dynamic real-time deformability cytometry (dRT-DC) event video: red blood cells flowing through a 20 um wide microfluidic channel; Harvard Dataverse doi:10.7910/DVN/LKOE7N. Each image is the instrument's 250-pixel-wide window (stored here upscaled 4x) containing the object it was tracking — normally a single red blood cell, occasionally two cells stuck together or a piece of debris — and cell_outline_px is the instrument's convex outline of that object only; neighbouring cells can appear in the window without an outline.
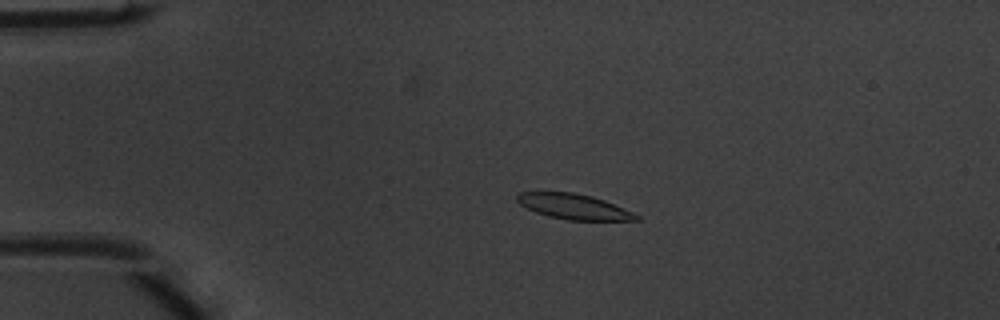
{"species": "common noctule bat (a hibernating species)", "species_latin": "Nyctalus noctula", "temperature_condition": "warm", "stored_images_in_passage": 51, "camera_frame_rate_fps": 3000, "um_per_image_px": 0.085, "animal": {"sex": "male", "body_mass_g": 20.1, "forearm_length_mm": 53.5}, "frame": {"image": 1, "passage_image": 11, "time_ms": 3.333, "image_size_px": [1000, 320], "cell_outline_px": [[640, 220], [568, 220], [548, 216], [536, 212], [520, 204], [516, 200], [516, 196], [520, 192], [572, 192], [592, 196], [604, 200], [632, 212], [640, 216]], "centroid_in_image_um": [48.77, 17.56], "position_along_channel_um": 36.2, "area_um2": 17.4}}
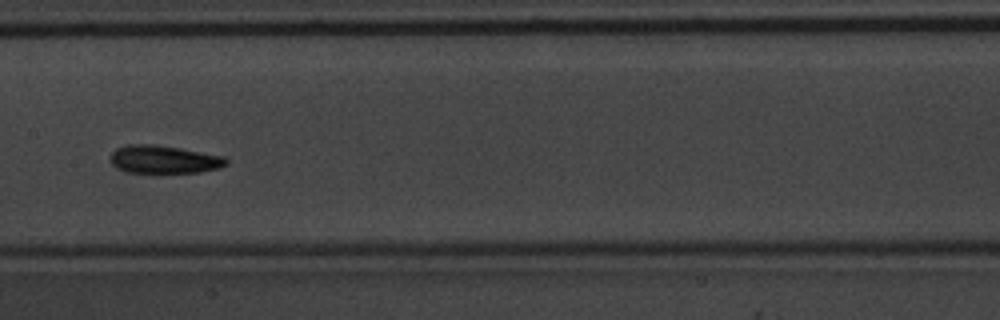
{"frame": {"image": 2, "passage_image": 26, "time_ms": 8.333, "image_size_px": [1000, 320], "cell_outline_px": [[228, 164], [220, 168], [200, 172], [152, 176], [128, 172], [116, 168], [112, 164], [108, 156], [116, 148], [128, 144], [156, 144], [180, 148], [224, 156], [228, 160]], "centroid_in_image_um": [13.9, 13.6], "position_along_channel_um": 193.5, "area_um2": 20.06}}
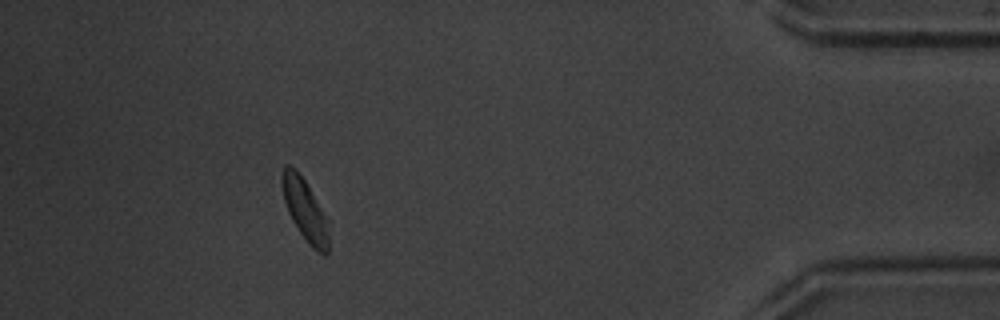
{"frame": {"image": 3, "passage_image": 46, "time_ms": 15.0, "image_size_px": [1000, 320], "cell_outline_px": [[328, 252], [324, 256], [312, 248], [308, 244], [292, 220], [288, 212], [284, 200], [280, 184], [280, 176], [284, 164], [288, 164], [296, 168], [304, 180], [328, 220]], "centroid_in_image_um": [25.89, 17.81], "position_along_channel_um": 409.3, "area_um2": 16.88}, "authors_computed_cell_mechanics": {"area_um2": 17.9758, "velocity_mm_per_s": 4.0002, "shape_relaxation_time_tau1_ms": 1.8988, "shape_relaxation_time_tau2_ms": 6.1797, "deformation_change_tau1": 0.1307, "deformation_change_tau2": 0.1319}}